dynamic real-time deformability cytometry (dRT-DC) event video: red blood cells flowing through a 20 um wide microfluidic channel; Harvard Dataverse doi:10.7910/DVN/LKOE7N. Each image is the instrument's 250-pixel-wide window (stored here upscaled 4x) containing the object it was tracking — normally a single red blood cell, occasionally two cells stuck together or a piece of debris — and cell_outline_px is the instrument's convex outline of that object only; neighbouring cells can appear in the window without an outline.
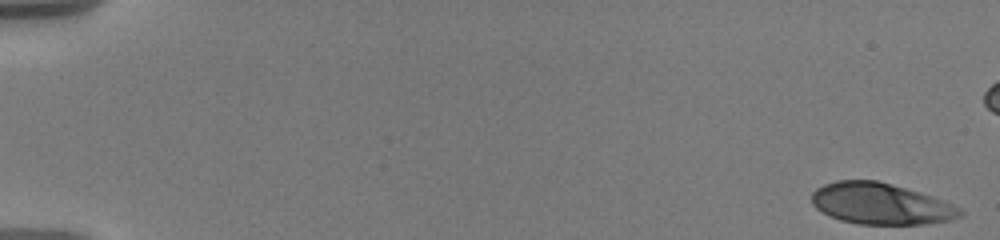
{"species": "human", "species_latin": "Homo sapiens", "temperature_condition": "warm", "stored_images_in_passage": 27, "camera_frame_rate_fps": 3000, "um_per_image_px": 0.085, "donor": {"sex": "male"}, "frame": {"image": 1, "passage_image": 1, "time_ms": 0.0, "image_size_px": [1000, 240], "cell_outline_px": [[964, 216], [952, 220], [924, 224], [860, 224], [840, 220], [828, 216], [820, 212], [812, 204], [812, 192], [816, 188], [824, 184], [836, 180], [876, 180], [920, 192], [944, 200], [960, 208], [964, 212]], "centroid_in_image_um": [74.87, 17.32], "position_along_channel_um": 10.1, "area_um2": 35.95}}
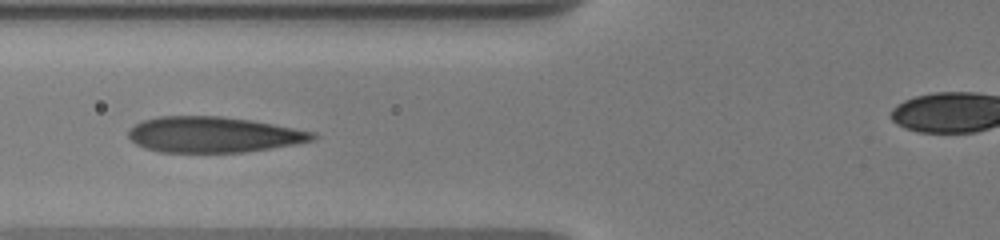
{"frame": {"image": 2, "passage_image": 19, "time_ms": 7.333, "image_size_px": [1000, 240], "cell_outline_px": [[320, 136], [316, 140], [272, 148], [244, 152], [160, 152], [144, 148], [136, 144], [128, 136], [128, 128], [140, 120], [160, 116], [224, 116], [252, 120], [316, 132]], "centroid_in_image_um": [18.14, 11.43], "position_along_channel_um": 107.7, "area_um2": 38.78}}
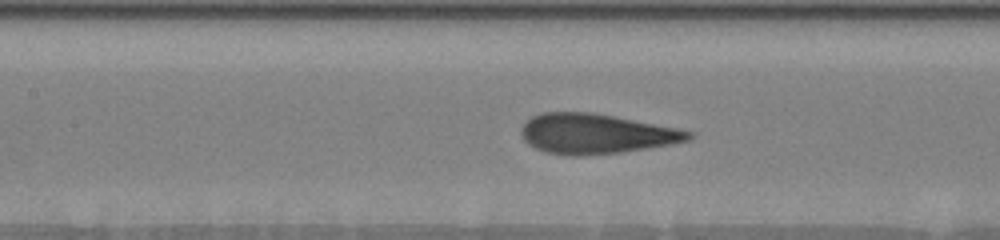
{"frame": {"image": 3, "passage_image": 24, "time_ms": 8.667, "image_size_px": [1000, 240], "cell_outline_px": [[696, 136], [692, 140], [672, 144], [620, 152], [580, 156], [572, 156], [544, 152], [528, 144], [524, 140], [520, 132], [520, 128], [524, 120], [540, 112], [592, 112], [680, 128], [696, 132]], "centroid_in_image_um": [50.68, 11.36], "position_along_channel_um": 156.7, "area_um2": 39.54}}